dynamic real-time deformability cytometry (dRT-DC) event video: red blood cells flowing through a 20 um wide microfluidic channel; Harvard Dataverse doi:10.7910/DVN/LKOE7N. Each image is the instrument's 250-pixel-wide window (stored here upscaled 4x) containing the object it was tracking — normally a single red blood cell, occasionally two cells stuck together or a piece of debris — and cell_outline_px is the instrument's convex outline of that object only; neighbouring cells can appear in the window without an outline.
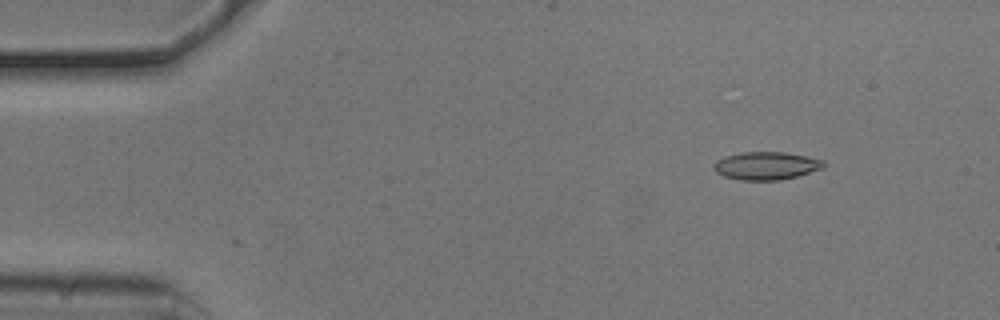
{"species": "common noctule bat (a hibernating species)", "species_latin": "Nyctalus noctula", "temperature_condition": "cold", "stored_images_in_passage": 5, "camera_frame_rate_fps": 3000, "um_per_image_px": 0.085, "animal": {"sex": "male", "body_mass_g": 20.5, "forearm_length_mm": 52.5}, "frame": {"image": 1, "passage_image": 5, "time_ms": 1.333, "image_size_px": [1000, 320], "cell_outline_px": [[824, 168], [796, 176], [780, 180], [740, 180], [724, 176], [716, 172], [712, 168], [712, 164], [716, 160], [724, 156], [744, 152], [784, 152], [824, 160]], "centroid_in_image_um": [65.08, 14.09], "position_along_channel_um": 19.9, "area_um2": 17.86}}